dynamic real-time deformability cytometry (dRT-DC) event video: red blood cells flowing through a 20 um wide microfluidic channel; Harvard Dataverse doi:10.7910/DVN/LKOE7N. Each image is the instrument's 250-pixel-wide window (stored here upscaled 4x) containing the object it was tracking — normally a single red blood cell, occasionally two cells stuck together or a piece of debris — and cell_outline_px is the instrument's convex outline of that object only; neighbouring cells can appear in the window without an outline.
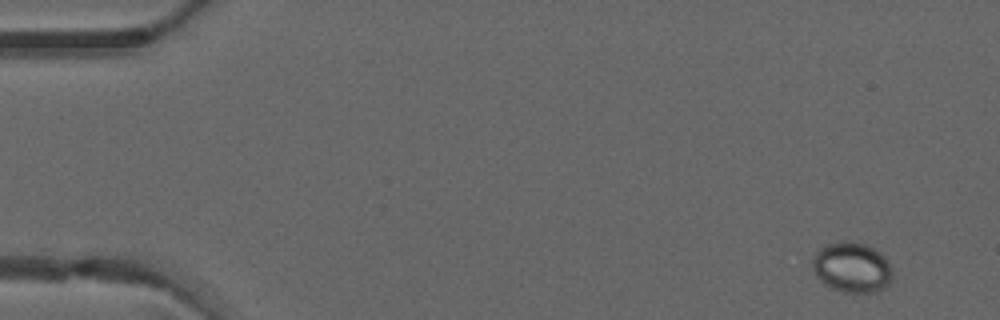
{"species": "common noctule bat (a hibernating species)", "species_latin": "Nyctalus noctula", "temperature_condition": "warm", "stored_images_in_passage": 5, "camera_frame_rate_fps": 3000, "um_per_image_px": 0.085, "animal": {"sex": "male", "forearm_length_mm": 52.5}, "frame": {"image": 1, "passage_image": 1, "time_ms": 0.0, "image_size_px": [1000, 320], "cell_outline_px": [[892, 272], [888, 284], [884, 288], [876, 292], [844, 292], [832, 288], [824, 284], [816, 276], [812, 268], [812, 260], [816, 252], [824, 244], [840, 240], [848, 240], [864, 244], [876, 248], [888, 260]], "centroid_in_image_um": [72.39, 22.7], "position_along_channel_um": 12.6, "area_um2": 23.7}}